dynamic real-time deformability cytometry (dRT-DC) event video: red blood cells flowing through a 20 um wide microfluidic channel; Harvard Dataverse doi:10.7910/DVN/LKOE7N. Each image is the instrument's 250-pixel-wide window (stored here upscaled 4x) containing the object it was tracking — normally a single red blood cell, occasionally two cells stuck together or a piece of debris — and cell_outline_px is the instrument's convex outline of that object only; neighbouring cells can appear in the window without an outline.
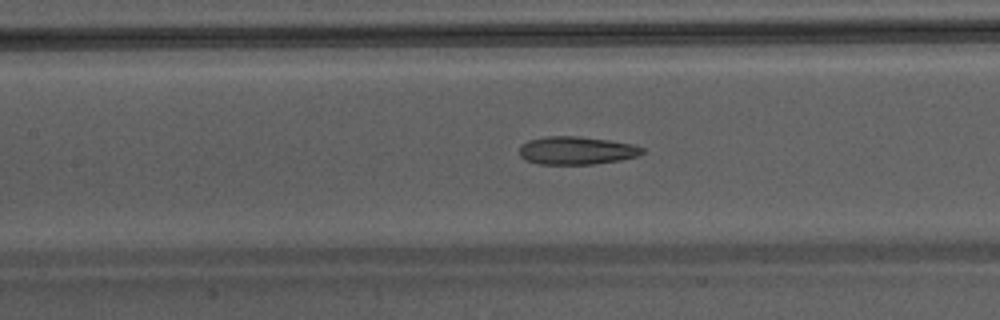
{"species": "Egyptian fruit bat (a non-hibernating species)", "species_latin": "Rousettus aegyptiacus", "temperature_condition": "warm", "stored_images_in_passage": 33, "camera_frame_rate_fps": 3000, "um_per_image_px": 0.085, "animal": {"sex": "male"}, "frame": {"image": 1, "passage_image": 8, "time_ms": 2.333, "image_size_px": [1000, 320], "cell_outline_px": [[644, 152], [636, 156], [620, 160], [592, 164], [540, 164], [524, 160], [520, 156], [520, 144], [528, 140], [548, 136], [576, 136], [608, 140], [632, 144], [644, 148]], "centroid_in_image_um": [48.97, 12.79], "position_along_channel_um": 158.4, "area_um2": 20.0}}
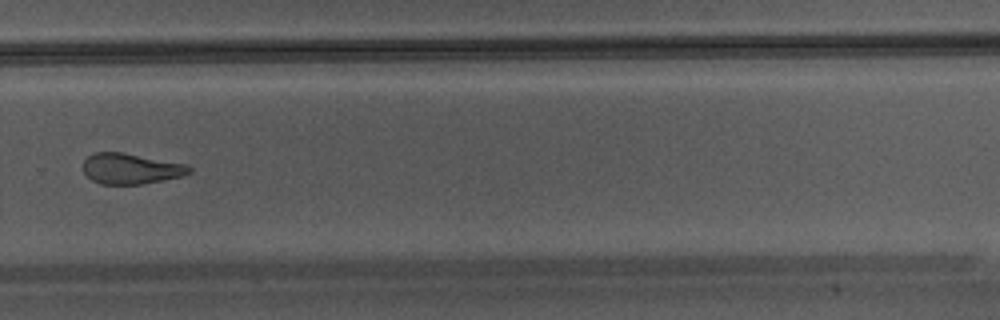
{"frame": {"image": 2, "passage_image": 19, "time_ms": 6.0, "image_size_px": [1000, 320], "cell_outline_px": [[192, 172], [180, 176], [140, 184], [100, 184], [92, 180], [84, 172], [84, 160], [92, 152], [120, 152], [188, 164], [192, 168]], "centroid_in_image_um": [11.11, 14.33], "position_along_channel_um": 318.7, "area_um2": 18.79}}
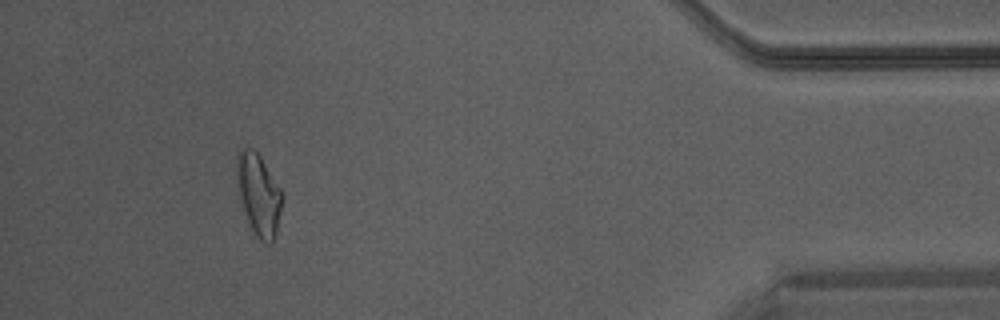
{"frame": {"image": 3, "passage_image": 29, "time_ms": 9.333, "image_size_px": [1000, 320], "cell_outline_px": [[280, 208], [276, 232], [272, 244], [268, 244], [252, 236], [240, 196], [236, 172], [236, 156], [244, 148], [252, 148], [260, 156], [280, 188]], "centroid_in_image_um": [21.95, 16.58], "position_along_channel_um": 413.2, "area_um2": 21.1}}